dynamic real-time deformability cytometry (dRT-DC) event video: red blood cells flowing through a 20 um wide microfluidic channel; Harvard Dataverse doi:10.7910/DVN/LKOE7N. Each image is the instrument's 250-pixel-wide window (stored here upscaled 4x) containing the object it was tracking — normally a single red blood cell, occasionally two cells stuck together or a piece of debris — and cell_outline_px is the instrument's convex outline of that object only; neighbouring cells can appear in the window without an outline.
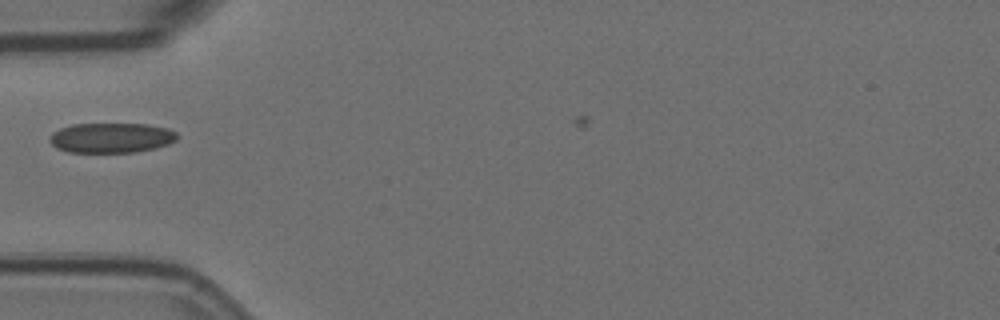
{"species": "Egyptian fruit bat (a non-hibernating species)", "species_latin": "Rousettus aegyptiacus", "temperature_condition": "room temperature", "stored_images_in_passage": 8, "camera_frame_rate_fps": 3000, "um_per_image_px": 0.085, "animal": {"sex": "female"}, "frame": {"image": 1, "passage_image": 5, "time_ms": 1.333, "image_size_px": [1000, 320], "cell_outline_px": [[180, 136], [176, 140], [168, 144], [156, 148], [136, 152], [68, 152], [56, 148], [48, 140], [48, 136], [52, 132], [60, 128], [72, 124], [148, 124], [168, 128], [176, 132]], "centroid_in_image_um": [9.46, 11.71], "position_along_channel_um": 75.5, "area_um2": 22.54}}